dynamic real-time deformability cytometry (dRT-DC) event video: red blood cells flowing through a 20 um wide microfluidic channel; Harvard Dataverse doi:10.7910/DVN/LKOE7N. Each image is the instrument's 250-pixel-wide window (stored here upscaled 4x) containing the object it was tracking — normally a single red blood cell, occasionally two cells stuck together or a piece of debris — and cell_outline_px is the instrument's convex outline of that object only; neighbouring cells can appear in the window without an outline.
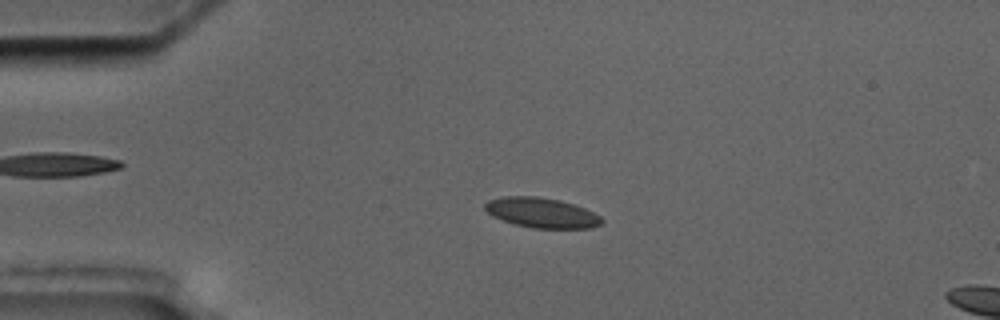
{"species": "common noctule bat (a hibernating species)", "species_latin": "Nyctalus noctula", "temperature_condition": "cold", "stored_images_in_passage": 5, "camera_frame_rate_fps": 3000, "um_per_image_px": 0.085, "animal": {"sex": "male", "body_mass_g": 17.5, "forearm_length_mm": 52.3}, "frame": {"image": 1, "passage_image": 4, "time_ms": 3.333, "image_size_px": [1000, 320], "cell_outline_px": [[604, 220], [600, 224], [592, 228], [532, 228], [516, 224], [492, 216], [484, 208], [484, 204], [488, 200], [504, 196], [536, 196], [560, 200], [584, 208], [600, 216]], "centroid_in_image_um": [46.03, 18.08], "position_along_channel_um": 39.0, "area_um2": 20.29}}